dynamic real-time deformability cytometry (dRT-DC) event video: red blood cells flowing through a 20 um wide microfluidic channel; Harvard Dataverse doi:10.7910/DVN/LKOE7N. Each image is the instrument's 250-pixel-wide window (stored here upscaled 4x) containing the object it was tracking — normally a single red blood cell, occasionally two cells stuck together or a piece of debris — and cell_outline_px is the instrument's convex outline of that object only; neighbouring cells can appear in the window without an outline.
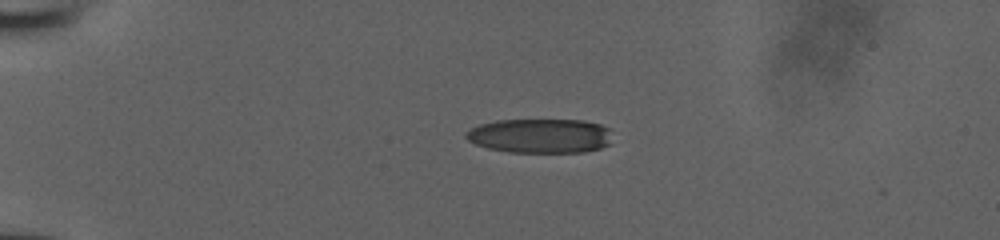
{"species": "human", "species_latin": "Homo sapiens", "temperature_condition": "room temperature", "stored_images_in_passage": 39, "camera_frame_rate_fps": 3000, "um_per_image_px": 0.085, "donor": {"sex": "male"}, "frame": {"image": 1, "passage_image": 1, "time_ms": 0.0, "image_size_px": [1000, 240], "cell_outline_px": [[612, 144], [600, 148], [584, 152], [508, 152], [488, 148], [476, 144], [468, 140], [464, 136], [472, 128], [480, 124], [496, 120], [584, 120], [600, 124], [612, 128]], "centroid_in_image_um": [46.0, 11.54], "position_along_channel_um": 39.0, "area_um2": 29.65}}
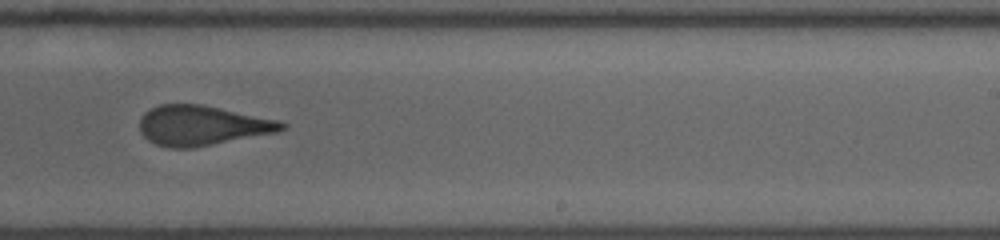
{"frame": {"image": 2, "passage_image": 22, "time_ms": 7.0, "image_size_px": [1000, 240], "cell_outline_px": [[288, 124], [284, 128], [276, 132], [192, 148], [168, 148], [156, 144], [148, 140], [140, 132], [140, 116], [144, 112], [160, 104], [200, 104], [280, 120]], "centroid_in_image_um": [17.15, 10.66], "position_along_channel_um": 271.9, "area_um2": 32.89}}
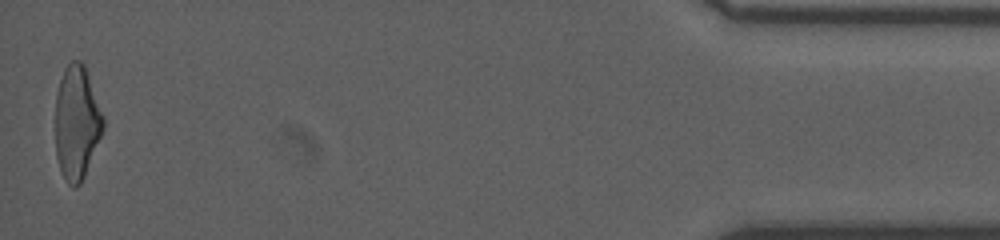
{"frame": {"image": 3, "passage_image": 39, "time_ms": 12.667, "image_size_px": [1000, 240], "cell_outline_px": [[104, 128], [84, 176], [80, 184], [76, 188], [72, 188], [68, 184], [60, 172], [56, 156], [56, 92], [64, 68], [72, 60], [80, 60], [84, 64], [104, 116]], "centroid_in_image_um": [6.52, 10.43], "position_along_channel_um": 428.7, "area_um2": 31.79}}